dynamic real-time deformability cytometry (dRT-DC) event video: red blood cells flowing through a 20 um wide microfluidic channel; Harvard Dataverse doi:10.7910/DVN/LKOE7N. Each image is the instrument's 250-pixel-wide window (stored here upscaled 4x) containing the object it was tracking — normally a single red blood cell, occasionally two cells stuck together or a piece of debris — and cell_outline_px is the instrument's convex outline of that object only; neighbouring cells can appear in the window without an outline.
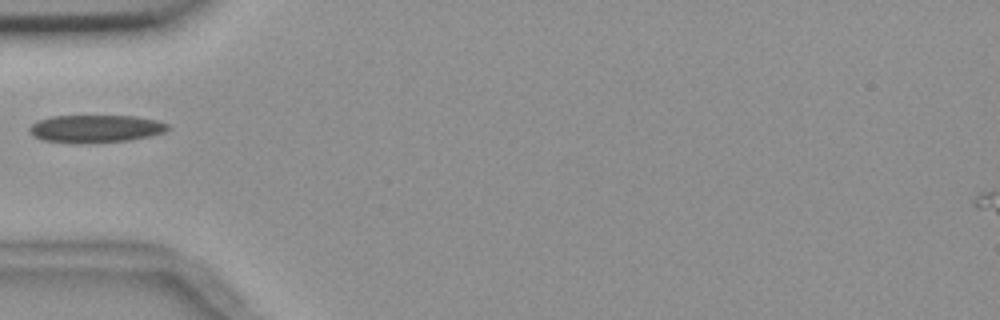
{"species": "common noctule bat (a hibernating species)", "species_latin": "Nyctalus noctula", "temperature_condition": "room temperature", "stored_images_in_passage": 6, "camera_frame_rate_fps": 3000, "um_per_image_px": 0.085, "animal": {"sex": "female", "body_mass_g": 18.4}, "frame": {"image": 1, "passage_image": 1, "time_ms": 0.0, "image_size_px": [1000, 320], "cell_outline_px": [[168, 128], [164, 132], [148, 136], [128, 140], [80, 144], [44, 140], [28, 132], [28, 128], [36, 120], [52, 116], [132, 116], [156, 120], [168, 124]], "centroid_in_image_um": [8.07, 10.94], "position_along_channel_um": 76.9, "area_um2": 22.2}}
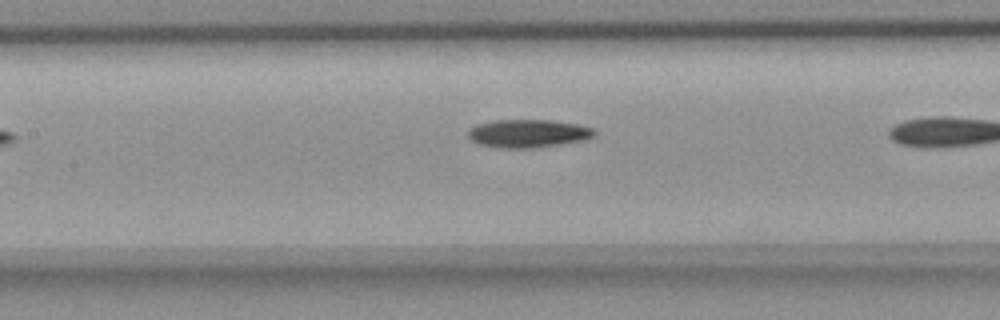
{"frame": {"image": 2, "passage_image": 5, "time_ms": 1.333, "image_size_px": [1000, 320], "cell_outline_px": [[596, 136], [584, 140], [560, 144], [532, 148], [500, 148], [480, 144], [472, 140], [468, 136], [468, 128], [476, 124], [496, 120], [552, 120], [576, 124], [592, 128], [596, 132]], "centroid_in_image_um": [44.88, 11.34], "position_along_channel_um": 162.5, "area_um2": 20.69}}